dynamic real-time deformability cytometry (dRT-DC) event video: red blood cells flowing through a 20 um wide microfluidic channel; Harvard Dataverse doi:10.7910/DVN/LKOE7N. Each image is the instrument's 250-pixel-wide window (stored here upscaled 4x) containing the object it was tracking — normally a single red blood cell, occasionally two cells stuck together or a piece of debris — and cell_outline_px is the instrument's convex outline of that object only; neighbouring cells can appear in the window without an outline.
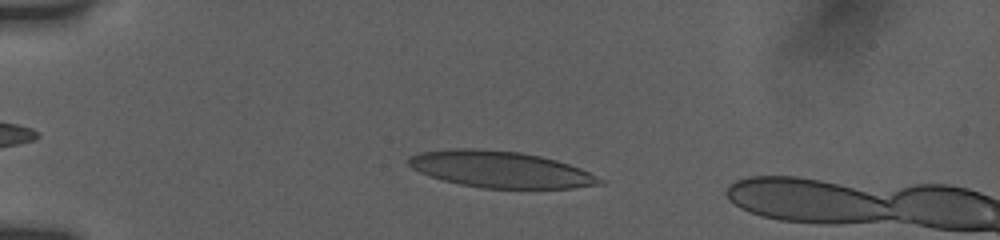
{"species": "human", "species_latin": "Homo sapiens", "temperature_condition": "room temperature", "stored_images_in_passage": 49, "camera_frame_rate_fps": 3000, "um_per_image_px": 0.085, "donor": {"sex": "female"}, "frame": {"image": 1, "passage_image": 10, "time_ms": 3.0, "image_size_px": [1000, 240], "cell_outline_px": [[604, 184], [572, 188], [480, 188], [460, 184], [444, 180], [420, 172], [412, 168], [408, 164], [408, 156], [420, 152], [452, 148], [476, 148], [520, 152], [540, 156], [556, 160], [580, 168], [604, 180]], "centroid_in_image_um": [42.52, 14.39], "position_along_channel_um": 42.5, "area_um2": 40.52}}
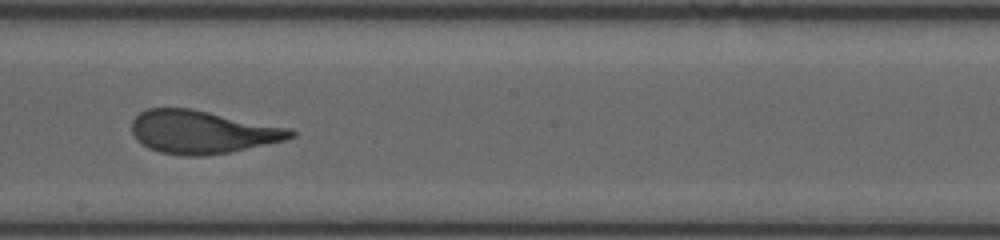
{"frame": {"image": 2, "passage_image": 28, "time_ms": 9.0, "image_size_px": [1000, 240], "cell_outline_px": [[296, 136], [284, 140], [232, 152], [204, 156], [184, 156], [160, 152], [148, 148], [136, 140], [132, 132], [132, 120], [140, 112], [148, 108], [188, 108], [292, 128], [296, 132]], "centroid_in_image_um": [17.19, 11.23], "position_along_channel_um": 231.0, "area_um2": 39.94}}
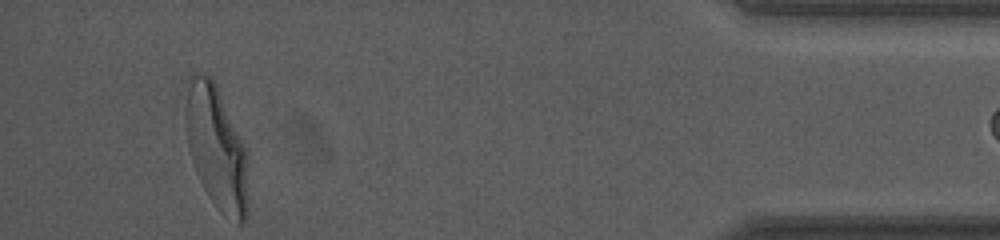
{"frame": {"image": 3, "passage_image": 47, "time_ms": 15.333, "image_size_px": [1000, 240], "cell_outline_px": [[248, 212], [244, 224], [236, 224], [224, 216], [216, 208], [208, 196], [196, 172], [188, 148], [184, 120], [184, 108], [188, 88], [192, 76], [208, 76], [216, 84], [248, 152]], "centroid_in_image_um": [18.43, 12.68], "position_along_channel_um": 416.8, "area_um2": 45.43}}